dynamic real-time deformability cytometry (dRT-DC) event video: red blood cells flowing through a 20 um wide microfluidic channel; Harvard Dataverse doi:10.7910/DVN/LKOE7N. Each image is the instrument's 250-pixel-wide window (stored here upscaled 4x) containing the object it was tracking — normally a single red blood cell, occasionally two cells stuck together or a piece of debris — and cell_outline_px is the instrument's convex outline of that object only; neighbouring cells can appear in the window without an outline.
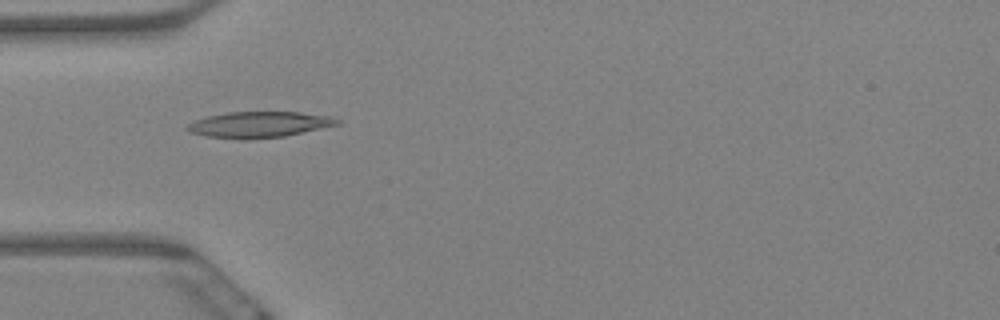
{"species": "Egyptian fruit bat (a non-hibernating species)", "species_latin": "Rousettus aegyptiacus", "temperature_condition": "warm", "stored_images_in_passage": 6, "camera_frame_rate_fps": 3000, "um_per_image_px": 0.085, "animal": {"sex": "female"}, "frame": {"image": 1, "passage_image": 5, "time_ms": 1.333, "image_size_px": [1000, 320], "cell_outline_px": [[340, 124], [284, 136], [204, 136], [192, 132], [184, 128], [188, 124], [196, 120], [208, 116], [228, 112], [300, 112], [332, 116], [340, 120]], "centroid_in_image_um": [22.1, 10.53], "position_along_channel_um": 62.9, "area_um2": 21.5}}
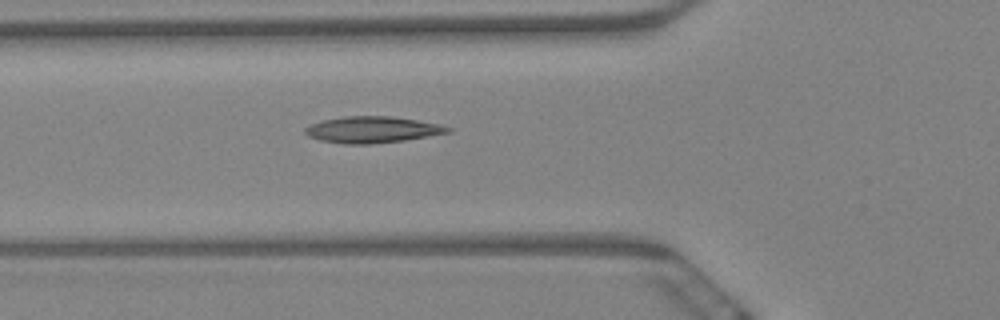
{"frame": {"image": 2, "passage_image": 6, "time_ms": 1.667, "image_size_px": [1000, 320], "cell_outline_px": [[452, 132], [404, 140], [368, 144], [344, 144], [320, 140], [308, 136], [304, 132], [304, 128], [320, 120], [344, 116], [392, 116], [440, 124], [452, 128]], "centroid_in_image_um": [31.63, 11.01], "position_along_channel_um": 94.2, "area_um2": 21.96}}